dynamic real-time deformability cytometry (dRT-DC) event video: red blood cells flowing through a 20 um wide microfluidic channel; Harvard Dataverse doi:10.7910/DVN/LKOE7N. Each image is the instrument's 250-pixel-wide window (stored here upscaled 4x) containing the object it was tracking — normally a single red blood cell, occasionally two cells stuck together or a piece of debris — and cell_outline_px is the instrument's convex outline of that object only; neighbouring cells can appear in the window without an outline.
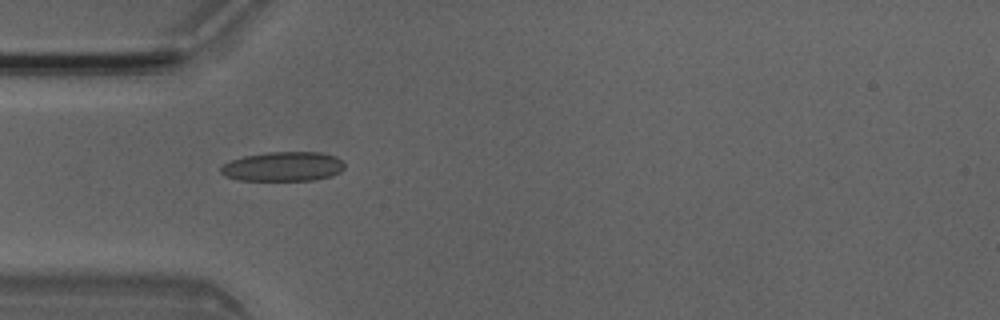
{"species": "Egyptian fruit bat (a non-hibernating species)", "species_latin": "Rousettus aegyptiacus", "temperature_condition": "room temperature", "stored_images_in_passage": 7, "camera_frame_rate_fps": 3000, "um_per_image_px": 0.085, "animal": {"sex": "male"}, "frame": {"image": 1, "passage_image": 5, "time_ms": 1.333, "image_size_px": [1000, 320], "cell_outline_px": [[344, 168], [340, 172], [332, 176], [312, 180], [240, 180], [224, 176], [220, 172], [220, 168], [224, 164], [232, 160], [244, 156], [268, 152], [320, 152], [336, 156], [344, 164]], "centroid_in_image_um": [24.07, 14.15], "position_along_channel_um": 60.9, "area_um2": 21.21}}